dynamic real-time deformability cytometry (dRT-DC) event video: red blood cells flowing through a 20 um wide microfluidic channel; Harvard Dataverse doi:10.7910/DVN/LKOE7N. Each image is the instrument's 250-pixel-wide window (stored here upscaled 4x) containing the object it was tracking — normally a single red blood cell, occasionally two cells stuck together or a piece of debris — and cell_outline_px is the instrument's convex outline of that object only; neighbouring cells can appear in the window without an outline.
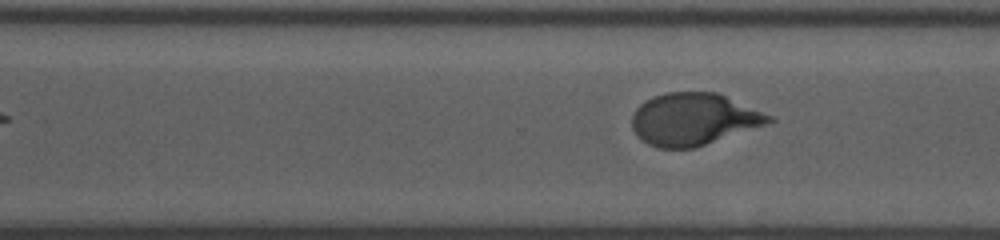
{"species": "human", "species_latin": "Homo sapiens", "temperature_condition": "room temperature", "stored_images_in_passage": 15, "segment_of_instrument_passage": [2, 2], "camera_frame_rate_fps": 3000, "um_per_image_px": 0.085, "donor": {"sex": "male"}, "frame": {"image": 1, "passage_image": 15, "time_ms": 4.667, "image_size_px": [1000, 240], "cell_outline_px": [[776, 120], [696, 148], [656, 148], [640, 140], [632, 128], [632, 116], [636, 108], [640, 104], [656, 96], [668, 92], [716, 92], [772, 116]], "centroid_in_image_um": [58.92, 10.15], "position_along_channel_um": 311.7, "area_um2": 41.21}}